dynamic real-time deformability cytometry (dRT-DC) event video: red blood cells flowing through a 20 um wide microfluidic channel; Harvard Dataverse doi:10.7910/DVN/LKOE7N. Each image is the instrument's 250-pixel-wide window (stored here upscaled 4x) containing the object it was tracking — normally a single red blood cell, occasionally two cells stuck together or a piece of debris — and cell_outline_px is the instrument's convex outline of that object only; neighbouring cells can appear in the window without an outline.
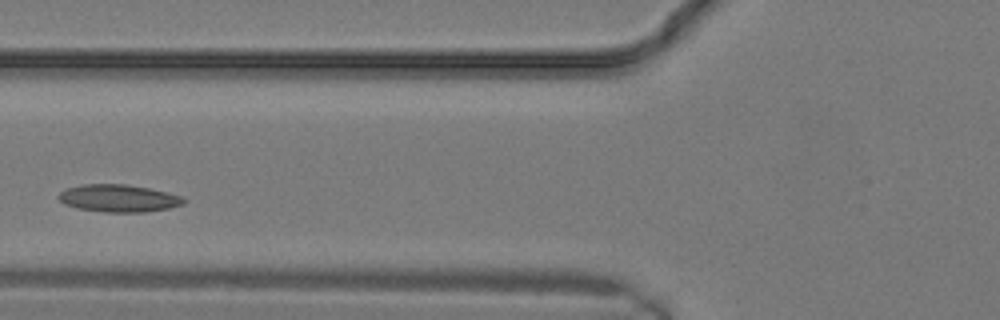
{"species": "common noctule bat (a hibernating species)", "species_latin": "Nyctalus noctula", "temperature_condition": "warm", "stored_images_in_passage": 15, "camera_frame_rate_fps": 3000, "um_per_image_px": 0.085, "animal": {"sex": "male", "body_mass_g": 19.2, "forearm_length_mm": 51.8}, "frame": {"image": 1, "passage_image": 11, "time_ms": 3.333, "image_size_px": [1000, 320], "cell_outline_px": [[188, 200], [184, 204], [168, 208], [144, 212], [104, 212], [80, 208], [64, 204], [56, 196], [64, 188], [84, 184], [124, 184], [148, 188], [184, 196]], "centroid_in_image_um": [10.09, 16.85], "position_along_channel_um": 115.7, "area_um2": 20.06}}
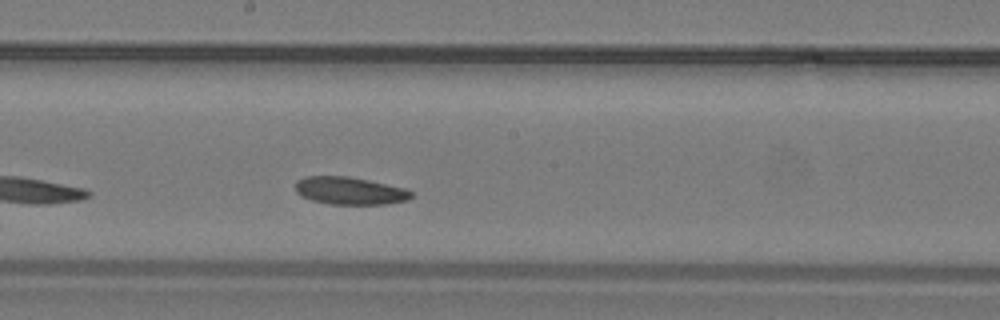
{"frame": {"image": 2, "passage_image": 15, "time_ms": 4.667, "image_size_px": [1000, 320], "cell_outline_px": [[412, 196], [408, 200], [388, 204], [332, 204], [312, 200], [300, 196], [296, 192], [296, 180], [304, 176], [348, 176], [368, 180], [404, 188], [412, 192]], "centroid_in_image_um": [29.71, 16.21], "position_along_channel_um": 218.5, "area_um2": 18.61}}